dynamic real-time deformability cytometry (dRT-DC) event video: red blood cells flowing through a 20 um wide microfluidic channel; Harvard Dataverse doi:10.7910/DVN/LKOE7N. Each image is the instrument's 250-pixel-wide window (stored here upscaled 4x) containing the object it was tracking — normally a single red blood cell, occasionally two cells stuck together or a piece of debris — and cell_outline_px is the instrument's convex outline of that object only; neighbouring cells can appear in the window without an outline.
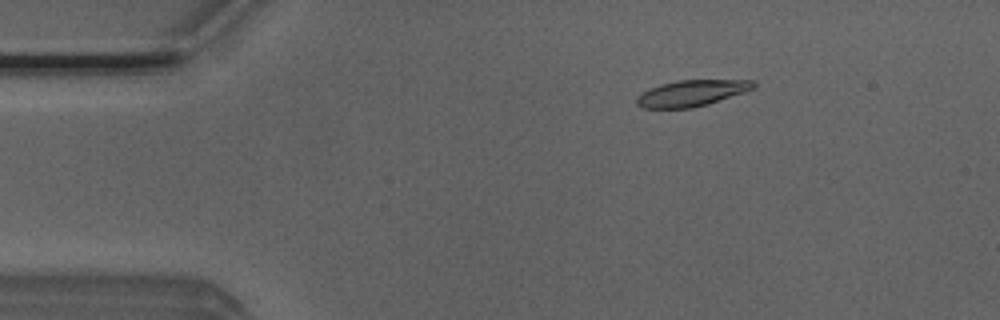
{"species": "Egyptian fruit bat (a non-hibernating species)", "species_latin": "Rousettus aegyptiacus", "temperature_condition": "room temperature", "stored_images_in_passage": 52, "camera_frame_rate_fps": 3000, "um_per_image_px": 0.085, "animal": {"sex": "male"}, "frame": {"image": 1, "passage_image": 8, "time_ms": 2.333, "image_size_px": [1000, 320], "cell_outline_px": [[756, 88], [708, 104], [692, 108], [640, 108], [636, 104], [636, 96], [640, 92], [648, 88], [660, 84], [676, 80], [752, 80], [756, 84]], "centroid_in_image_um": [58.73, 7.91], "position_along_channel_um": 26.3, "area_um2": 18.03}}
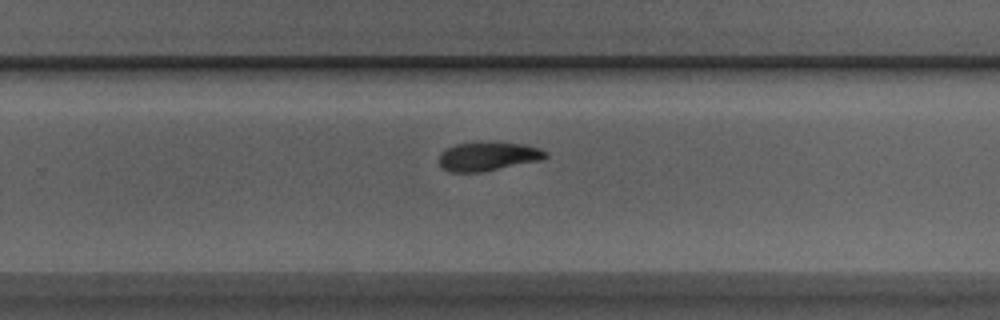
{"frame": {"image": 2, "passage_image": 33, "time_ms": 10.667, "image_size_px": [1000, 320], "cell_outline_px": [[548, 156], [544, 160], [480, 172], [448, 172], [440, 164], [440, 156], [448, 148], [456, 144], [496, 140], [524, 144], [540, 148], [548, 152]], "centroid_in_image_um": [41.58, 13.26], "position_along_channel_um": 288.2, "area_um2": 18.26}}
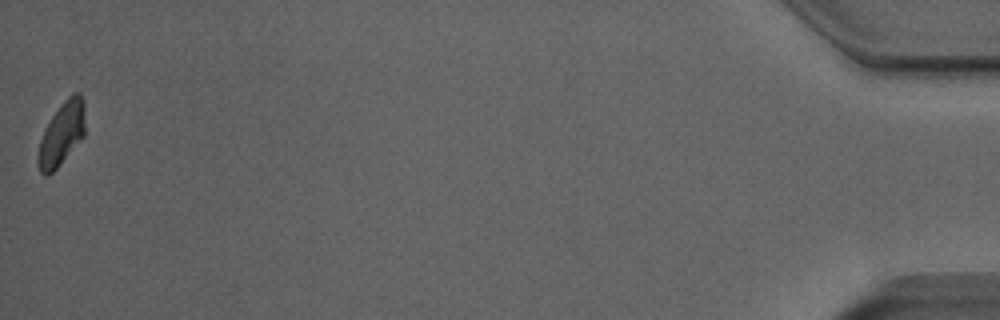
{"frame": {"image": 3, "passage_image": 52, "time_ms": 17.0, "image_size_px": [1000, 320], "cell_outline_px": [[84, 136], [56, 168], [48, 176], [44, 176], [40, 172], [36, 160], [40, 140], [44, 128], [60, 104], [72, 92], [80, 92], [84, 100]], "centroid_in_image_um": [5.23, 11.35], "position_along_channel_um": 430.0, "area_um2": 17.4}, "authors_computed_cell_mechanics": {"area_um2": 18.0336, "velocity_mm_per_s": 3.8769, "shape_relaxation_time_tau1_ms": 4.3513, "shape_relaxation_time_tau2_ms": 6.6306, "deformation_change_tau1": 0.1466, "deformation_change_tau2": 0.1222}}